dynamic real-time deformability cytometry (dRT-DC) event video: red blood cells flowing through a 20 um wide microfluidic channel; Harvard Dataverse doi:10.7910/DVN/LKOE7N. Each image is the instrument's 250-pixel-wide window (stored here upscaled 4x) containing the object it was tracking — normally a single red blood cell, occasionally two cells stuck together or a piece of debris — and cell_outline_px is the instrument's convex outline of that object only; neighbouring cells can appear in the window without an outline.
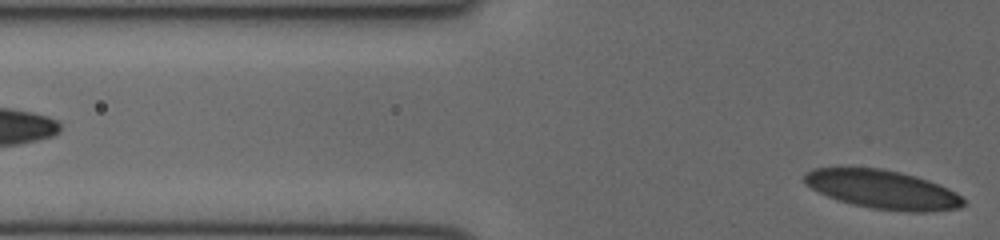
{"species": "human", "species_latin": "Homo sapiens", "temperature_condition": "cold", "stored_images_in_passage": 15, "segment_of_instrument_passage": [3, 3], "camera_frame_rate_fps": 3000, "um_per_image_px": 0.085, "donor": {"sex": "female"}, "frame": {"image": 1, "passage_image": 15, "time_ms": 4.667, "image_size_px": [1000, 240], "cell_outline_px": [[964, 204], [960, 208], [928, 212], [908, 212], [872, 208], [852, 204], [828, 196], [812, 188], [804, 180], [804, 172], [812, 168], [880, 168], [900, 172], [916, 176], [928, 180], [956, 192], [964, 200]], "centroid_in_image_um": [75.04, 16.11], "position_along_channel_um": 50.8, "area_um2": 35.6}}